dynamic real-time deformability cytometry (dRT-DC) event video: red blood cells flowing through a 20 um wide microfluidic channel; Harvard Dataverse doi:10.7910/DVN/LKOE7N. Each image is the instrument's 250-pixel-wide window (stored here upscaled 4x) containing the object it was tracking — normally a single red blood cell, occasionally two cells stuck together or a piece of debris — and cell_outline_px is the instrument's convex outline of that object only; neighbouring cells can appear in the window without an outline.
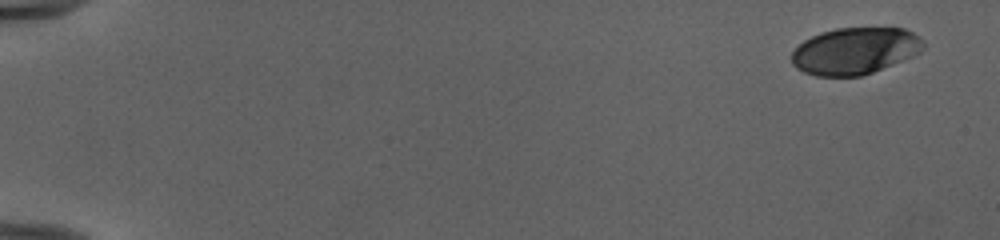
{"species": "human", "species_latin": "Homo sapiens", "temperature_condition": "cold", "stored_images_in_passage": 51, "camera_frame_rate_fps": 3000, "um_per_image_px": 0.085, "donor": {"sex": "female"}, "frame": {"image": 1, "passage_image": 1, "time_ms": 0.0, "image_size_px": [1000, 240], "cell_outline_px": [[924, 48], [920, 52], [912, 56], [872, 72], [860, 76], [816, 76], [804, 72], [796, 68], [792, 64], [792, 52], [804, 40], [820, 32], [836, 28], [904, 28], [920, 36], [924, 44]], "centroid_in_image_um": [72.66, 4.32], "position_along_channel_um": 12.3, "area_um2": 35.78}}
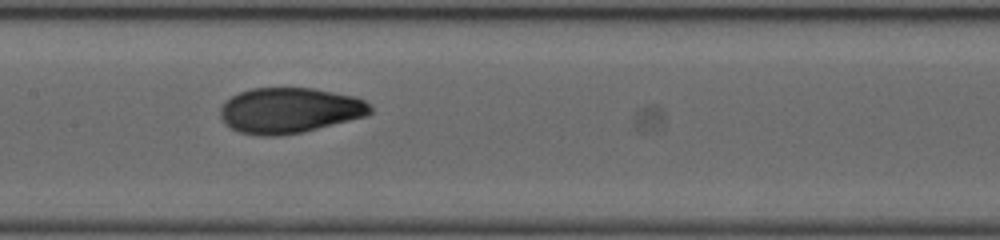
{"frame": {"image": 2, "passage_image": 27, "time_ms": 8.667, "image_size_px": [1000, 240], "cell_outline_px": [[372, 112], [368, 116], [304, 132], [280, 136], [260, 136], [240, 132], [224, 124], [220, 116], [220, 108], [232, 96], [240, 92], [252, 88], [312, 88], [356, 96], [364, 100], [372, 108]], "centroid_in_image_um": [24.64, 9.39], "position_along_channel_um": 182.8, "area_um2": 40.0}}
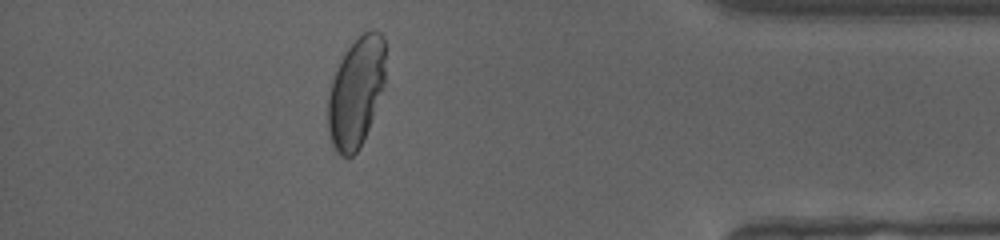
{"frame": {"image": 3, "passage_image": 46, "time_ms": 15.0, "image_size_px": [1000, 240], "cell_outline_px": [[384, 80], [364, 140], [360, 148], [352, 156], [340, 156], [336, 152], [328, 136], [328, 96], [332, 80], [336, 68], [340, 60], [348, 48], [364, 32], [372, 28], [380, 32], [384, 36]], "centroid_in_image_um": [30.23, 7.85], "position_along_channel_um": 405.0, "area_um2": 36.41}, "authors_computed_cell_mechanics": {"area_um2": 38.2636, "velocity_mm_per_s": 3.9872, "shape_relaxation_time_tau1_ms": 4.1999, "shape_relaxation_time_tau2_ms": 0.8944, "deformation_change_tau1": 0.1778, "deformation_change_tau2": 0.05}}